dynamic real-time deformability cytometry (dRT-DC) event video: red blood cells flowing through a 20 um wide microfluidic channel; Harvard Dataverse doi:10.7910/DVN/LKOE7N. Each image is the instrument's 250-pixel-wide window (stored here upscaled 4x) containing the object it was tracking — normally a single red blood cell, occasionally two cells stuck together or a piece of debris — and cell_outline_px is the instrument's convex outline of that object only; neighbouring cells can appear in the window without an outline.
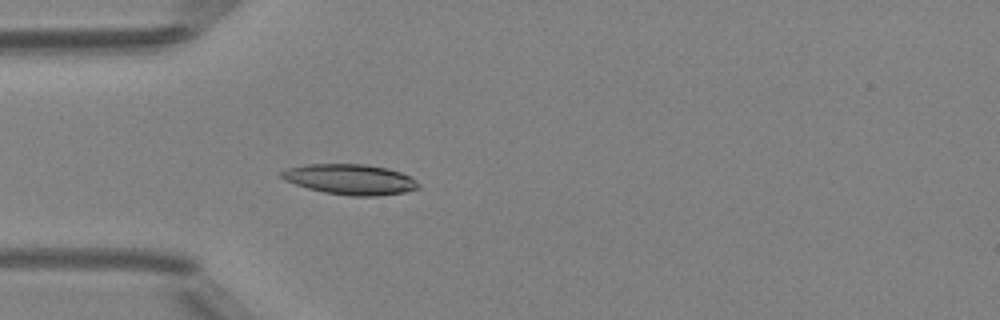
{"species": "Egyptian fruit bat (a non-hibernating species)", "species_latin": "Rousettus aegyptiacus", "temperature_condition": "room temperature", "stored_images_in_passage": 33, "camera_frame_rate_fps": 3000, "um_per_image_px": 0.085, "animal": {"sex": "female"}, "frame": {"image": 1, "passage_image": 6, "time_ms": 1.667, "image_size_px": [1000, 320], "cell_outline_px": [[420, 188], [404, 192], [376, 196], [352, 196], [324, 192], [308, 188], [284, 180], [280, 176], [280, 172], [288, 168], [304, 164], [364, 164], [384, 168], [400, 172], [408, 176], [420, 184]], "centroid_in_image_um": [29.74, 15.25], "position_along_channel_um": 55.3, "area_um2": 24.04}}
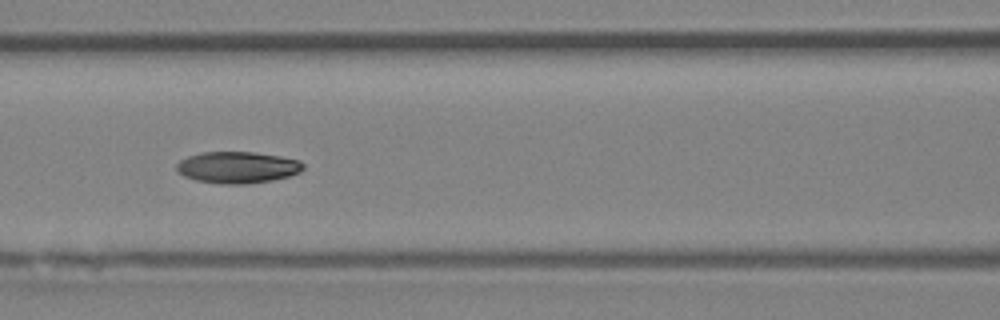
{"frame": {"image": 2, "passage_image": 13, "time_ms": 4.0, "image_size_px": [1000, 320], "cell_outline_px": [[304, 168], [300, 172], [288, 176], [272, 180], [244, 184], [220, 184], [196, 180], [184, 176], [176, 168], [176, 164], [180, 160], [188, 156], [200, 152], [252, 152], [280, 156], [300, 160], [304, 164]], "centroid_in_image_um": [20.19, 14.22], "position_along_channel_um": 146.4, "area_um2": 23.29}}
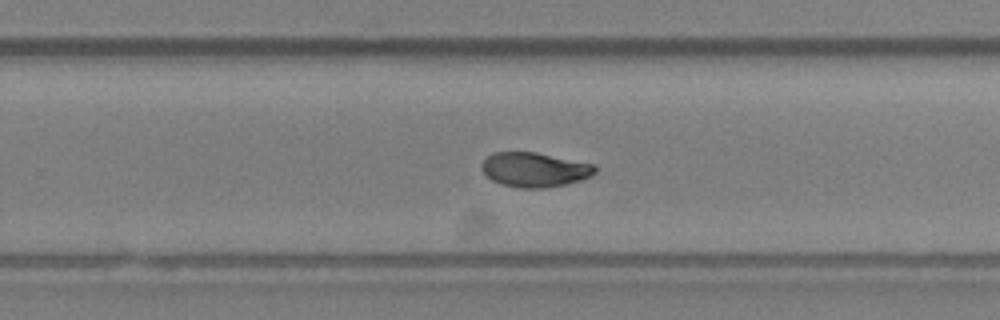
{"frame": {"image": 3, "passage_image": 23, "time_ms": 7.333, "image_size_px": [1000, 320], "cell_outline_px": [[596, 172], [592, 176], [580, 180], [564, 184], [544, 188], [520, 188], [500, 184], [492, 180], [480, 168], [480, 164], [492, 152], [536, 152], [596, 164]], "centroid_in_image_um": [45.44, 14.41], "position_along_channel_um": 284.4, "area_um2": 22.95}, "authors_computed_cell_mechanics": {"area_um2": 22.9466, "velocity_mm_per_s": 4.1602, "shape_relaxation_time_tau1_ms": 4.8669, "shape_relaxation_time_tau2_ms": 4.5624, "deformation_change_tau1": 0.1603, "deformation_change_tau2": 0.0974}}